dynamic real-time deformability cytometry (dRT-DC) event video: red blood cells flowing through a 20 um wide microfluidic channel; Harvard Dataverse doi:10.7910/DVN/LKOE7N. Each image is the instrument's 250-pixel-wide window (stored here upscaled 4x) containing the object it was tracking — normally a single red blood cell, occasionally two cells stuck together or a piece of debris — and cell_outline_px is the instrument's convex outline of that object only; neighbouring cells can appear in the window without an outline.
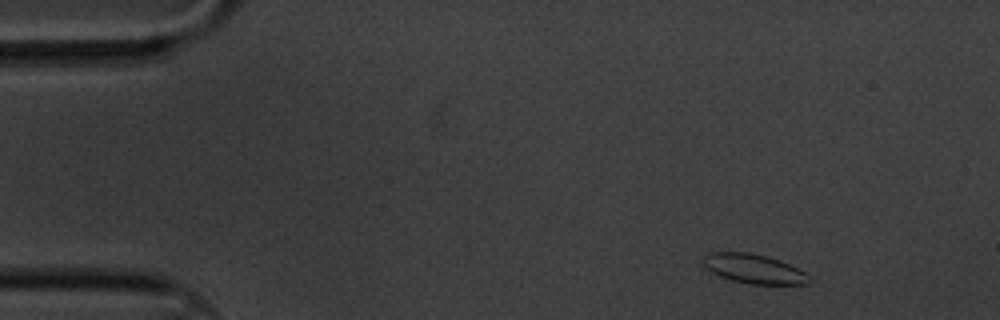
{"species": "common noctule bat (a hibernating species)", "species_latin": "Nyctalus noctula", "temperature_condition": "cold", "stored_images_in_passage": 4, "camera_frame_rate_fps": 3000, "um_per_image_px": 0.085, "animal": {"sex": "male", "body_mass_g": 20.1, "forearm_length_mm": 53.5}, "frame": {"image": 1, "passage_image": 1, "time_ms": 0.0, "image_size_px": [1000, 320], "cell_outline_px": [[812, 280], [808, 284], [748, 284], [732, 280], [720, 276], [712, 272], [704, 264], [704, 256], [712, 252], [748, 252], [768, 256], [780, 260], [804, 272]], "centroid_in_image_um": [64.1, 22.85], "position_along_channel_um": 20.9, "area_um2": 17.92}}
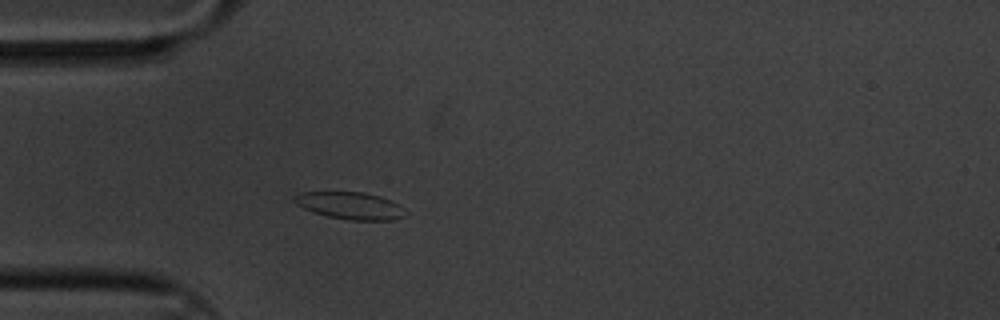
{"frame": {"image": 2, "passage_image": 4, "time_ms": 1.0, "image_size_px": [1000, 320], "cell_outline_px": [[408, 212], [404, 216], [392, 220], [352, 220], [328, 216], [304, 208], [296, 204], [292, 200], [292, 196], [300, 192], [364, 192], [380, 196], [400, 204]], "centroid_in_image_um": [29.79, 17.47], "position_along_channel_um": 55.2, "area_um2": 17.63}}